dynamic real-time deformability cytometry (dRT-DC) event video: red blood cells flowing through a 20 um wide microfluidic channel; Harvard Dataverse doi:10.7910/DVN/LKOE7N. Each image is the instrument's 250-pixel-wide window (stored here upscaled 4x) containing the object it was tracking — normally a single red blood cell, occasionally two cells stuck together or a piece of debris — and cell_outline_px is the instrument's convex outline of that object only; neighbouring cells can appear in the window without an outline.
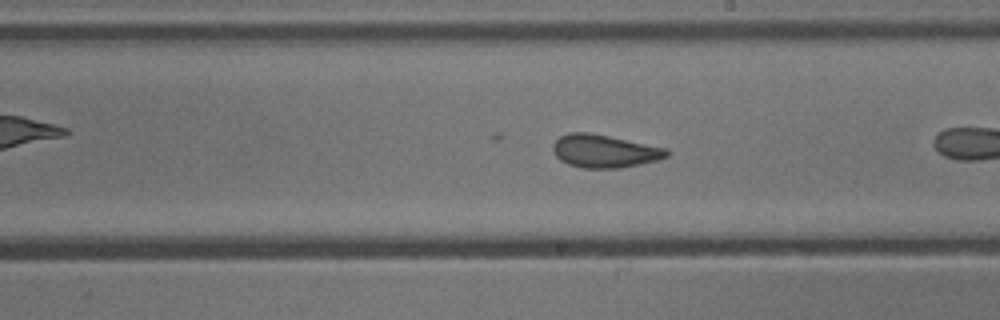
{"species": "common noctule bat (a hibernating species)", "species_latin": "Nyctalus noctula", "temperature_condition": "cold", "stored_images_in_passage": 27, "camera_frame_rate_fps": 3000, "um_per_image_px": 0.085, "animal": {"sex": "male", "body_mass_g": 13.3}, "frame": {"image": 1, "passage_image": 16, "time_ms": 5.0, "image_size_px": [1000, 320], "cell_outline_px": [[668, 156], [656, 160], [640, 164], [620, 168], [584, 168], [568, 164], [560, 160], [556, 156], [552, 148], [552, 144], [560, 136], [568, 132], [588, 132], [668, 148]], "centroid_in_image_um": [51.35, 12.84], "position_along_channel_um": 237.6, "area_um2": 21.79}}